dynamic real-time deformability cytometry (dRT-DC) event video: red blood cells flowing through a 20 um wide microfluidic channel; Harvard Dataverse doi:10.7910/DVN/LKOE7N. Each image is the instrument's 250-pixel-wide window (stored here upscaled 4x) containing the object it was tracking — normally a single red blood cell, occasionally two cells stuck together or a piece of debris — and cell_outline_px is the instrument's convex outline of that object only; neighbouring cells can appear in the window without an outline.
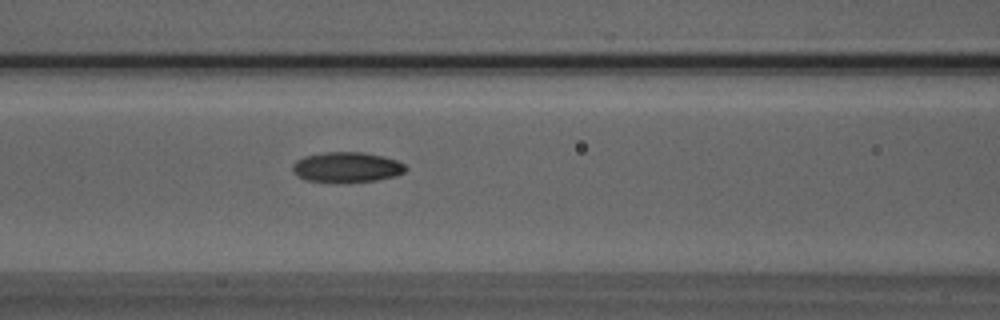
{"species": "Egyptian fruit bat (a non-hibernating species)", "species_latin": "Rousettus aegyptiacus", "temperature_condition": "room temperature", "stored_images_in_passage": 25, "camera_frame_rate_fps": 3000, "um_per_image_px": 0.085, "animal": {"sex": "male"}, "frame": {"image": 1, "passage_image": 6, "time_ms": 1.667, "image_size_px": [1000, 320], "cell_outline_px": [[408, 168], [404, 172], [396, 176], [376, 180], [304, 180], [296, 176], [292, 172], [292, 164], [296, 160], [304, 156], [324, 152], [360, 152], [384, 156], [396, 160], [404, 164]], "centroid_in_image_um": [29.46, 14.17], "position_along_channel_um": 137.1, "area_um2": 19.48}}
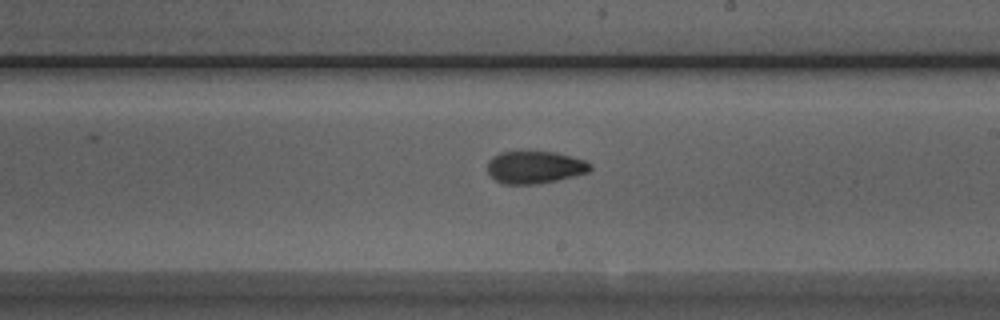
{"frame": {"image": 2, "passage_image": 14, "time_ms": 4.333, "image_size_px": [1000, 320], "cell_outline_px": [[592, 168], [588, 172], [556, 180], [536, 184], [504, 184], [496, 180], [488, 172], [488, 160], [492, 156], [500, 152], [556, 152], [572, 156], [584, 160], [592, 164]], "centroid_in_image_um": [45.46, 14.21], "position_along_channel_um": 243.5, "area_um2": 19.31}}
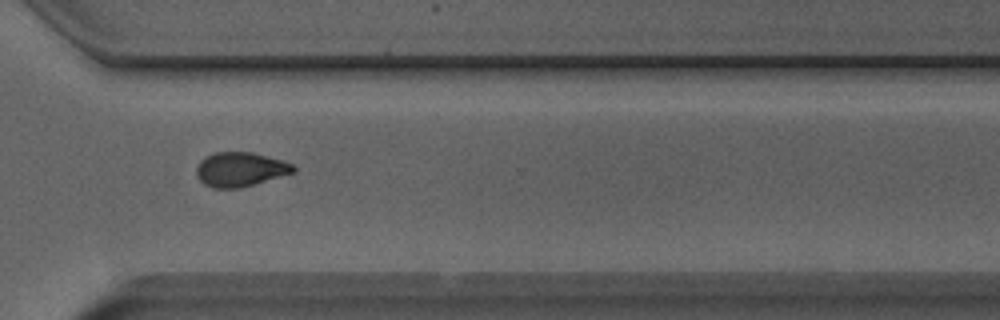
{"frame": {"image": 3, "passage_image": 22, "time_ms": 7.0, "image_size_px": [1000, 320], "cell_outline_px": [[296, 172], [240, 188], [212, 188], [204, 184], [196, 176], [196, 168], [200, 160], [204, 156], [216, 152], [252, 152], [284, 160], [292, 164], [296, 168]], "centroid_in_image_um": [20.42, 14.39], "position_along_channel_um": 350.2, "area_um2": 19.59}, "authors_computed_cell_mechanics": {"area_um2": 19.5364, "velocity_mm_per_s": 4.0011, "shape_relaxation_time_tau1_ms": 7.4053, "shape_relaxation_time_tau2_ms": 2.1665, "deformation_change_tau1": 0.1665, "deformation_change_tau2": 0.0756}}